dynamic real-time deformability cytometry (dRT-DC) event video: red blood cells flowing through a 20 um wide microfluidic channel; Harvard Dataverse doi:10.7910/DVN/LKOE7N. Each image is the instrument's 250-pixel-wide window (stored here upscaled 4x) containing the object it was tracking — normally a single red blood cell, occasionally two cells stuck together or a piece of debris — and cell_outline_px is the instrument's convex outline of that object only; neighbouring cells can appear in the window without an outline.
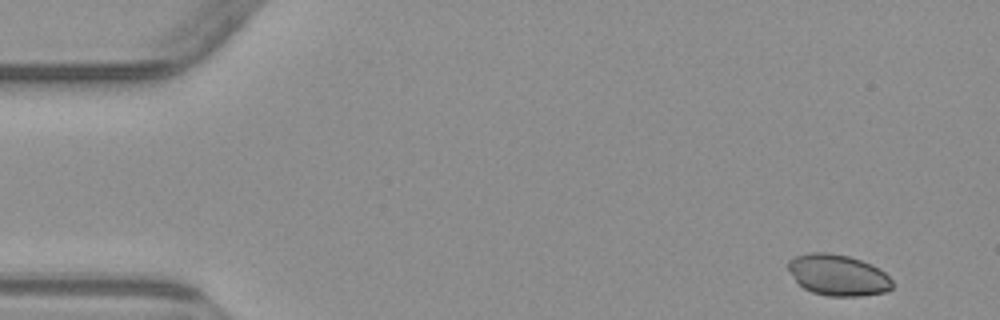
{"species": "common noctule bat (a hibernating species)", "species_latin": "Nyctalus noctula", "temperature_condition": "warm", "stored_images_in_passage": 5, "segment_of_instrument_passage": [1, 2], "camera_frame_rate_fps": 3000, "um_per_image_px": 0.085, "animal": {"sex": "male", "body_mass_g": 23.1, "forearm_length_mm": 52.7}, "frame": {"image": 1, "passage_image": 1, "time_ms": 0.0, "image_size_px": [1000, 320], "cell_outline_px": [[892, 288], [884, 292], [860, 296], [828, 296], [812, 292], [804, 288], [796, 280], [788, 268], [788, 260], [796, 256], [812, 252], [828, 252], [848, 256], [860, 260], [880, 268], [892, 280]], "centroid_in_image_um": [71.23, 23.38], "position_along_channel_um": 13.8, "area_um2": 24.8}}
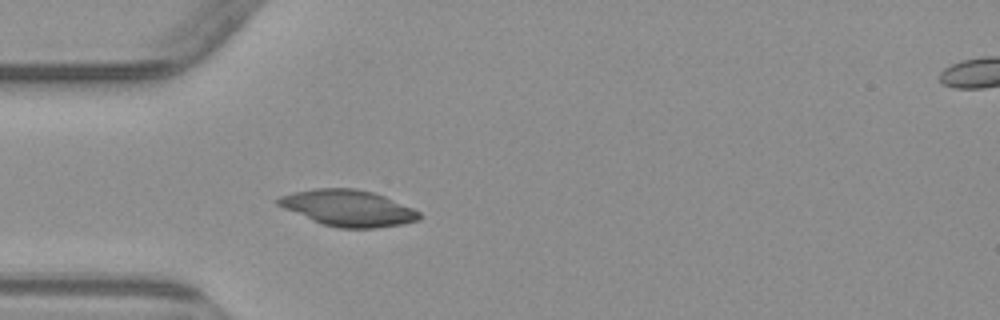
{"frame": {"image": 2, "passage_image": 4, "time_ms": 4.0, "image_size_px": [1000, 320], "cell_outline_px": [[420, 220], [404, 224], [372, 228], [340, 228], [324, 224], [312, 220], [284, 208], [276, 204], [276, 200], [280, 196], [292, 192], [316, 188], [356, 188], [372, 192], [384, 196], [412, 208], [420, 212]], "centroid_in_image_um": [29.59, 17.68], "position_along_channel_um": 55.4, "area_um2": 29.59}}